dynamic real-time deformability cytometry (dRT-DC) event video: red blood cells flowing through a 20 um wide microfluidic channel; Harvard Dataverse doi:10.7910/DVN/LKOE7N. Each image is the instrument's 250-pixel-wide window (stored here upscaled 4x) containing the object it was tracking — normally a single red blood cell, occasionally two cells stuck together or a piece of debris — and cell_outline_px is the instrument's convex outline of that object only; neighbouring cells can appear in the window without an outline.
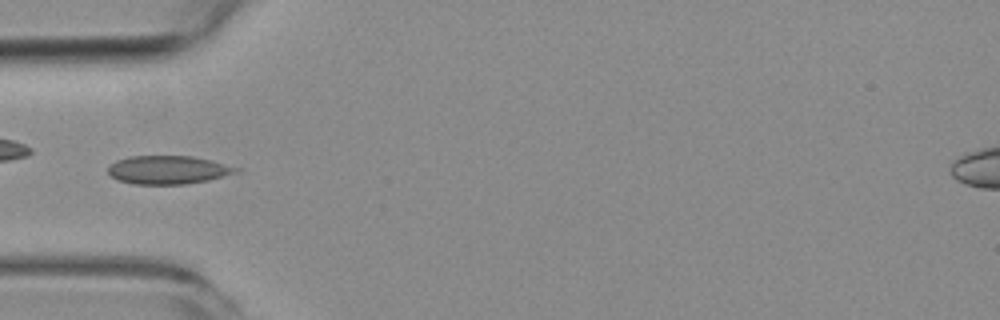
{"species": "common noctule bat (a hibernating species)", "species_latin": "Nyctalus noctula", "temperature_condition": "room temperature", "stored_images_in_passage": 4, "camera_frame_rate_fps": 3000, "um_per_image_px": 0.085, "animal": {"sex": "female", "body_mass_g": 19.3, "forearm_length_mm": 54.1}, "frame": {"image": 1, "passage_image": 4, "time_ms": 3.333, "image_size_px": [1000, 320], "cell_outline_px": [[244, 168], [240, 172], [208, 180], [184, 184], [132, 184], [116, 180], [108, 172], [108, 164], [116, 160], [128, 156], [192, 156], [212, 160]], "centroid_in_image_um": [14.31, 14.43], "position_along_channel_um": 70.7, "area_um2": 21.56}}